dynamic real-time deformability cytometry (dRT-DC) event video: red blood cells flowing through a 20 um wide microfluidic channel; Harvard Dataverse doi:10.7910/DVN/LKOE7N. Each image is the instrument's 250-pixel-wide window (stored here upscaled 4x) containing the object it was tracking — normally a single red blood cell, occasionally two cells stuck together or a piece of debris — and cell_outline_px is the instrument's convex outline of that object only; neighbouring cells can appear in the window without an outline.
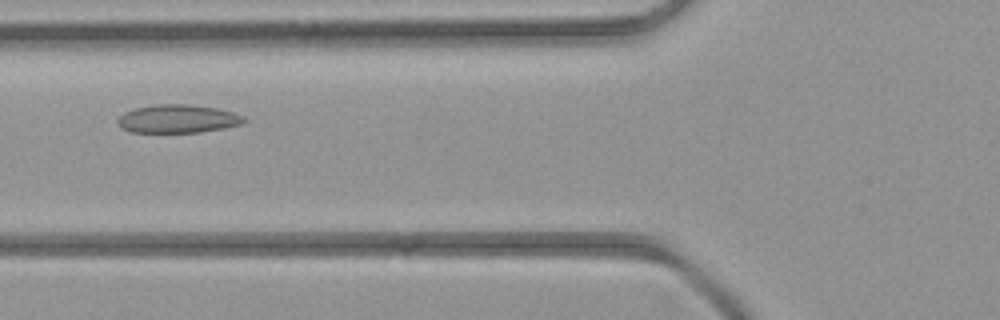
{"species": "common noctule bat (a hibernating species)", "species_latin": "Nyctalus noctula", "temperature_condition": "room temperature", "stored_images_in_passage": 2, "camera_frame_rate_fps": 3000, "um_per_image_px": 0.085, "animal": {"sex": "female", "body_mass_g": 21.9}, "frame": {"image": 1, "passage_image": 2, "time_ms": 1.0, "image_size_px": [1000, 320], "cell_outline_px": [[248, 120], [240, 124], [224, 128], [200, 132], [132, 132], [120, 128], [116, 124], [116, 120], [124, 112], [136, 108], [156, 104], [188, 104], [216, 108], [232, 112], [244, 116]], "centroid_in_image_um": [15.09, 10.1], "position_along_channel_um": 110.7, "area_um2": 20.87}}